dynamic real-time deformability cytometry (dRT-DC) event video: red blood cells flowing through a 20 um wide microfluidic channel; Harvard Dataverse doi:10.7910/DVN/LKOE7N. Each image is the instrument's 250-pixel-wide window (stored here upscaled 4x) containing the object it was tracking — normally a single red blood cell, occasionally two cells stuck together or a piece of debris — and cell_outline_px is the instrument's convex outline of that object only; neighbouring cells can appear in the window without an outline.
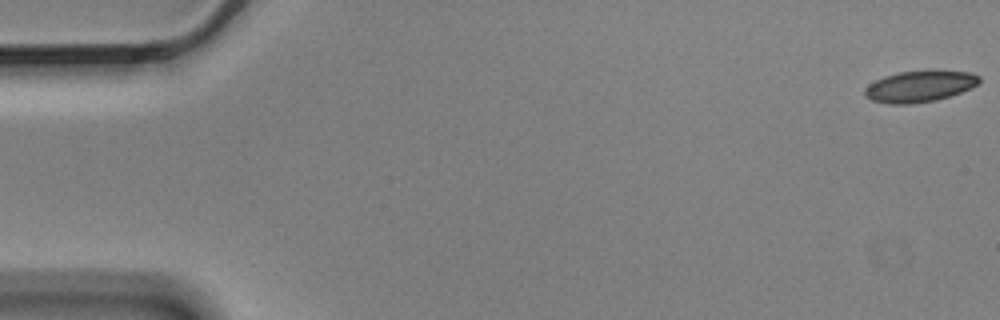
{"species": "Egyptian fruit bat (a non-hibernating species)", "species_latin": "Rousettus aegyptiacus", "temperature_condition": "cold", "stored_images_in_passage": 9, "camera_frame_rate_fps": 3000, "um_per_image_px": 0.085, "animal": {"sex": "male"}, "frame": {"image": 1, "passage_image": 1, "time_ms": 0.0, "image_size_px": [1000, 320], "cell_outline_px": [[980, 80], [972, 88], [936, 100], [912, 104], [888, 104], [872, 100], [864, 96], [864, 88], [868, 84], [884, 76], [900, 72], [972, 72], [980, 76]], "centroid_in_image_um": [78.12, 7.37], "position_along_channel_um": 6.9, "area_um2": 20.46}}
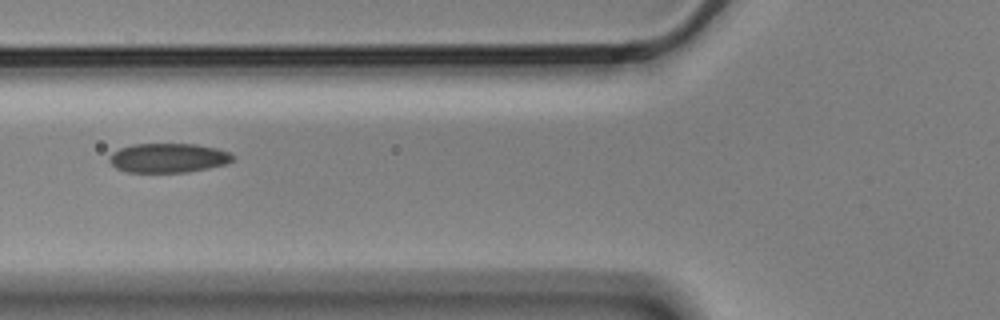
{"frame": {"image": 2, "passage_image": 7, "time_ms": 2.0, "image_size_px": [1000, 320], "cell_outline_px": [[236, 156], [232, 160], [224, 164], [208, 168], [188, 172], [128, 172], [116, 168], [108, 160], [108, 156], [112, 152], [120, 148], [132, 144], [196, 144], [216, 148], [228, 152]], "centroid_in_image_um": [14.27, 13.42], "position_along_channel_um": 111.5, "area_um2": 21.1}}
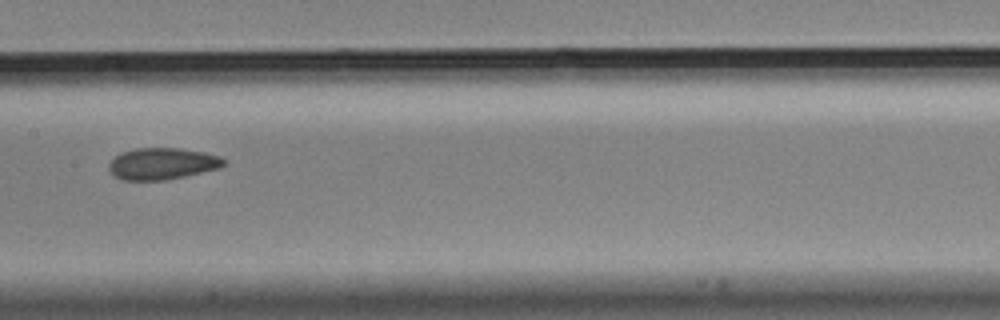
{"frame": {"image": 3, "passage_image": 9, "time_ms": 2.667, "image_size_px": [1000, 320], "cell_outline_px": [[224, 164], [220, 168], [184, 176], [164, 180], [120, 180], [112, 176], [108, 168], [108, 164], [116, 156], [124, 152], [136, 148], [180, 148], [204, 152], [220, 156], [224, 160]], "centroid_in_image_um": [13.76, 13.92], "position_along_channel_um": 193.6, "area_um2": 21.15}}